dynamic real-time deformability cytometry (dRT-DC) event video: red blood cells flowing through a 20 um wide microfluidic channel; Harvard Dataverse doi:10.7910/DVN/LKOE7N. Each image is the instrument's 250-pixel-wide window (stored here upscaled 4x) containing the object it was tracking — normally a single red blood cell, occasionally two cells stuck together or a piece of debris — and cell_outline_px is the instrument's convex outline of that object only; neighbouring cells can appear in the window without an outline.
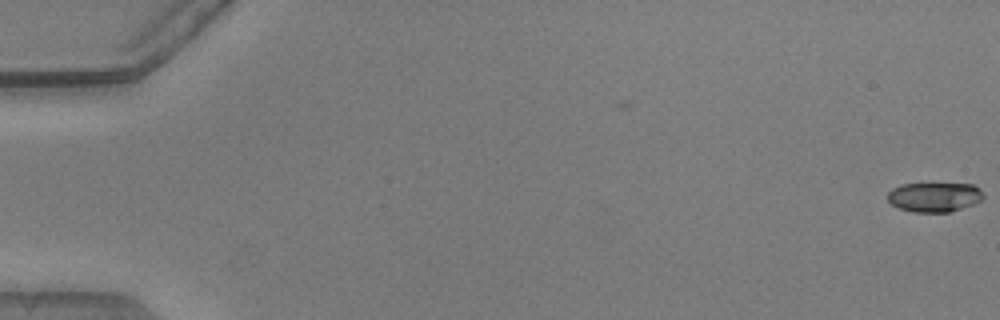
{"species": "common noctule bat (a hibernating species)", "species_latin": "Nyctalus noctula", "temperature_condition": "warm", "stored_images_in_passage": 4, "camera_frame_rate_fps": 3000, "um_per_image_px": 0.085, "animal": {"sex": "male", "body_mass_g": 20.5, "forearm_length_mm": 52.5}, "frame": {"image": 1, "passage_image": 4, "time_ms": 1.0, "image_size_px": [1000, 320], "cell_outline_px": [[984, 196], [980, 200], [972, 204], [948, 212], [912, 212], [900, 208], [892, 204], [888, 200], [888, 192], [892, 188], [900, 184], [972, 184], [980, 188]], "centroid_in_image_um": [79.4, 16.74], "position_along_channel_um": 5.6, "area_um2": 16.3}}